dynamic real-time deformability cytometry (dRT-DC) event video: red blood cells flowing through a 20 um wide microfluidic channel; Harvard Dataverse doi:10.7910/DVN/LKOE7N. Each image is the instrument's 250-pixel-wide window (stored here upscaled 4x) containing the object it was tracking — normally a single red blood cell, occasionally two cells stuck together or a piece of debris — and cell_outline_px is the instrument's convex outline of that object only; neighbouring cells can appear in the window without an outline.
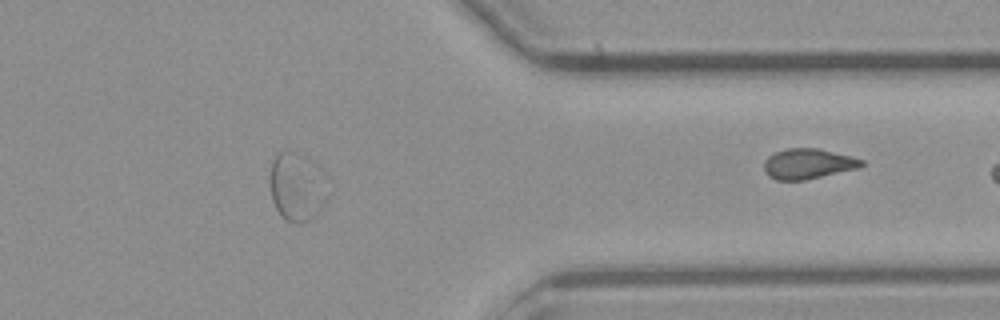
{"species": "common noctule bat (a hibernating species)", "species_latin": "Nyctalus noctula", "temperature_condition": "cold", "stored_images_in_passage": 36, "segment_of_instrument_passage": [2, 2], "camera_frame_rate_fps": 3000, "um_per_image_px": 0.085, "animal": {"sex": "male", "body_mass_g": 23.1, "forearm_length_mm": 52.7}, "frame": {"image": 1, "passage_image": 36, "time_ms": 11.667, "image_size_px": [1000, 320], "cell_outline_px": [[864, 164], [860, 168], [804, 180], [776, 180], [768, 176], [764, 172], [764, 160], [768, 156], [776, 152], [788, 148], [816, 148], [864, 160]], "centroid_in_image_um": [68.65, 13.93], "position_along_channel_um": 342.7, "area_um2": 17.11}}